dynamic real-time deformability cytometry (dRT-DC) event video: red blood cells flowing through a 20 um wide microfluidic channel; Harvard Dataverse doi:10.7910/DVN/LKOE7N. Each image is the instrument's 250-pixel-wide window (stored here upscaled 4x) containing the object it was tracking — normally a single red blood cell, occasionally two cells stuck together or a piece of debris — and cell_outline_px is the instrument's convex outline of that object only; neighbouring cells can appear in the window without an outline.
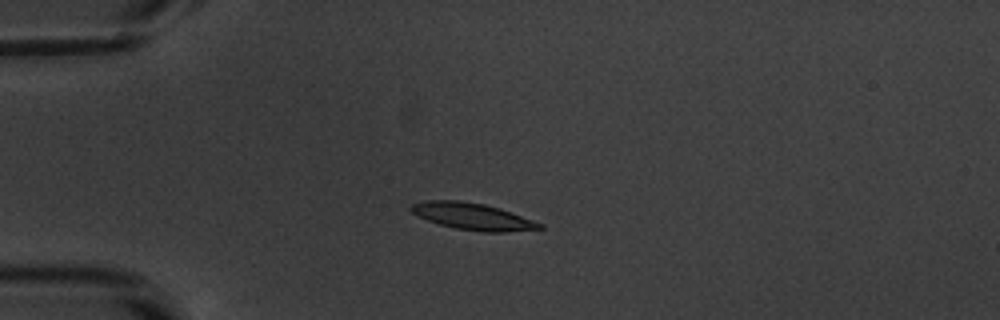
{"species": "common noctule bat (a hibernating species)", "species_latin": "Nyctalus noctula", "temperature_condition": "warm", "stored_images_in_passage": 40, "camera_frame_rate_fps": 3000, "um_per_image_px": 0.085, "animal": {"sex": "male", "body_mass_g": 20.1, "forearm_length_mm": 53.5}, "frame": {"image": 1, "passage_image": 1, "time_ms": 0.0, "image_size_px": [1000, 320], "cell_outline_px": [[544, 228], [508, 232], [484, 232], [456, 228], [440, 224], [428, 220], [412, 212], [408, 208], [412, 204], [424, 200], [460, 200], [484, 204], [500, 208], [544, 224]], "centroid_in_image_um": [40.19, 18.39], "position_along_channel_um": 44.8, "area_um2": 20.0}}
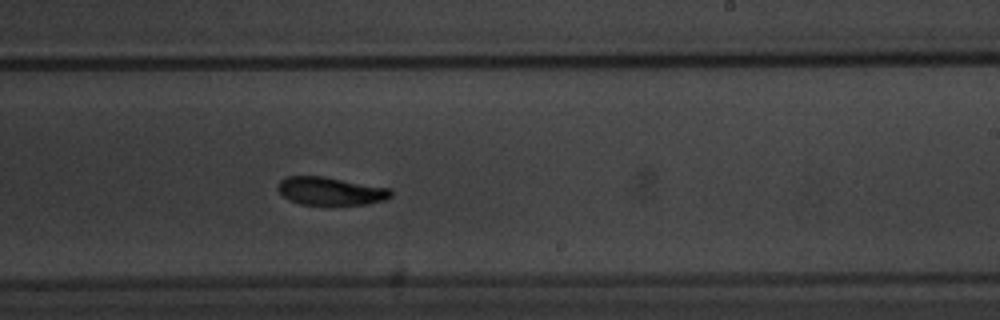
{"frame": {"image": 2, "passage_image": 20, "time_ms": 6.333, "image_size_px": [1000, 320], "cell_outline_px": [[392, 196], [384, 200], [368, 204], [328, 208], [300, 204], [288, 200], [276, 188], [280, 180], [284, 176], [324, 176], [392, 188]], "centroid_in_image_um": [28.1, 16.29], "position_along_channel_um": 260.9, "area_um2": 19.59}}
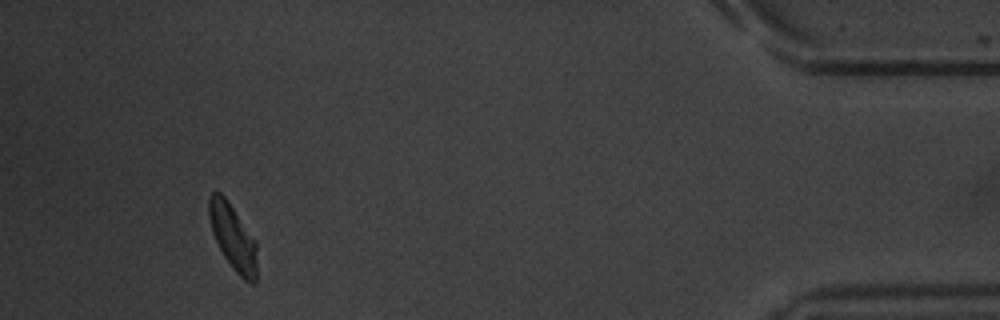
{"frame": {"image": 3, "passage_image": 37, "time_ms": 12.0, "image_size_px": [1000, 320], "cell_outline_px": [[256, 280], [252, 284], [244, 280], [232, 268], [224, 256], [212, 232], [208, 216], [208, 196], [212, 192], [220, 192], [224, 196], [256, 240]], "centroid_in_image_um": [19.78, 20.15], "position_along_channel_um": 415.4, "area_um2": 18.26}, "authors_computed_cell_mechanics": {"area_um2": 19.5075, "velocity_mm_per_s": 3.7956, "shape_relaxation_time_tau1_ms": 3.1257, "shape_relaxation_time_tau2_ms": 4.2662, "deformation_change_tau1": 0.125, "deformation_change_tau2": 0.1048}}